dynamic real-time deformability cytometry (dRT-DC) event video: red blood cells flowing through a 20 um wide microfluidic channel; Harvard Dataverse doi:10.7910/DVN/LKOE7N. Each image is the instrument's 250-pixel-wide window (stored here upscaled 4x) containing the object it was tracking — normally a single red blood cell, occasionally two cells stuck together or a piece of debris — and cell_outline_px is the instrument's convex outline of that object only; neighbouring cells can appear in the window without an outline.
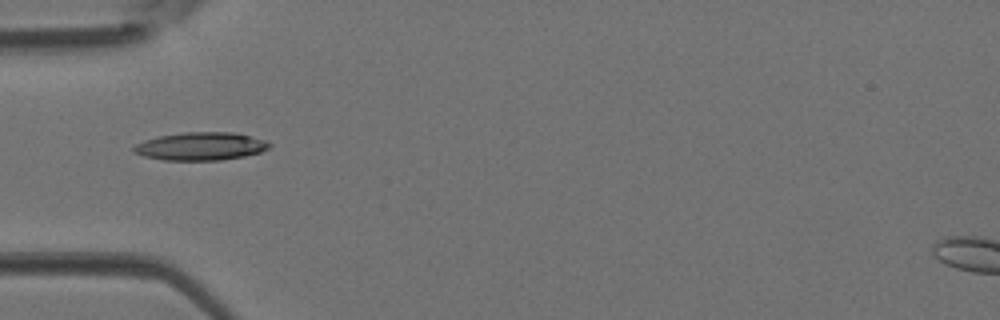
{"species": "Egyptian fruit bat (a non-hibernating species)", "species_latin": "Rousettus aegyptiacus", "temperature_condition": "room temperature", "stored_images_in_passage": 6, "camera_frame_rate_fps": 3000, "um_per_image_px": 0.085, "animal": {"sex": "female"}, "frame": {"image": 1, "passage_image": 5, "time_ms": 1.333, "image_size_px": [1000, 320], "cell_outline_px": [[272, 144], [268, 148], [260, 152], [244, 156], [220, 160], [164, 160], [144, 156], [132, 152], [132, 148], [136, 144], [144, 140], [160, 136], [184, 132], [232, 132], [264, 140]], "centroid_in_image_um": [17.03, 12.43], "position_along_channel_um": 68.0, "area_um2": 21.96}}
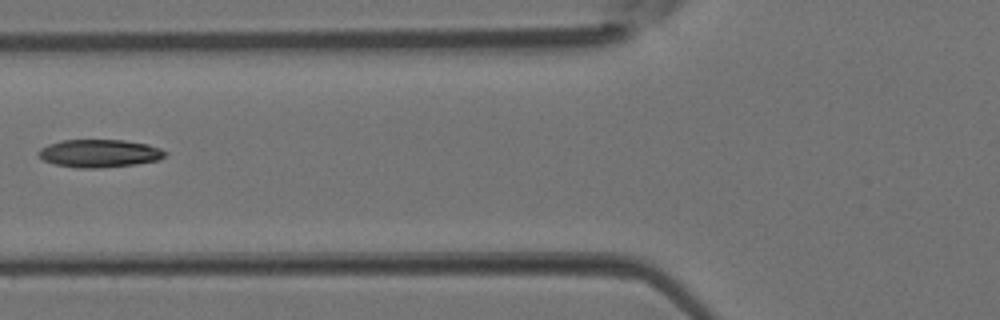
{"frame": {"image": 2, "passage_image": 6, "time_ms": 1.667, "image_size_px": [1000, 320], "cell_outline_px": [[168, 152], [160, 160], [136, 164], [100, 168], [76, 168], [56, 164], [44, 160], [36, 152], [40, 148], [48, 144], [60, 140], [124, 140], [148, 144], [160, 148]], "centroid_in_image_um": [8.46, 13.03], "position_along_channel_um": 117.3, "area_um2": 20.69}}